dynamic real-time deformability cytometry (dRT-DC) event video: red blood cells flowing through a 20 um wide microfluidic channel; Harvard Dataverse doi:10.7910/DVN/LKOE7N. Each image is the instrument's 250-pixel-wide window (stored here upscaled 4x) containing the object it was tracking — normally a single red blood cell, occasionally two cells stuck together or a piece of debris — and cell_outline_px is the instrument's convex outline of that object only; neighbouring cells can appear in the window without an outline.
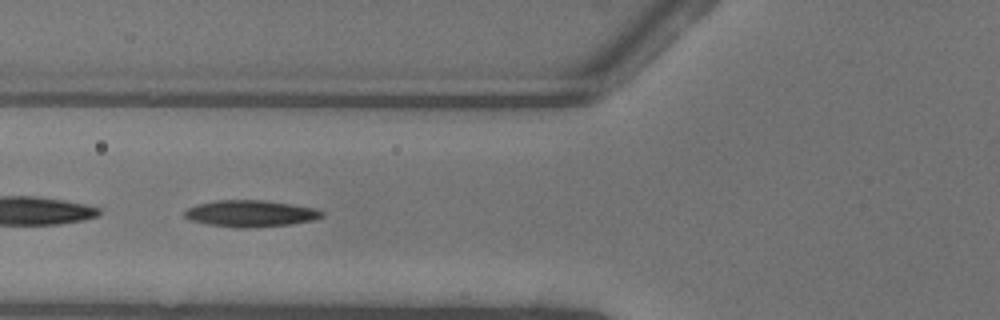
{"species": "common noctule bat (a hibernating species)", "species_latin": "Nyctalus noctula", "temperature_condition": "warm", "stored_images_in_passage": 51, "camera_frame_rate_fps": 3000, "um_per_image_px": 0.085, "animal": {"sex": "female"}, "frame": {"image": 1, "passage_image": 20, "time_ms": 6.333, "image_size_px": [1000, 320], "cell_outline_px": [[324, 216], [312, 220], [288, 224], [248, 228], [236, 228], [208, 224], [192, 220], [184, 216], [184, 212], [188, 208], [196, 204], [216, 200], [264, 200], [292, 204], [316, 208], [324, 212]], "centroid_in_image_um": [21.3, 18.14], "position_along_channel_um": 104.5, "area_um2": 21.21}}
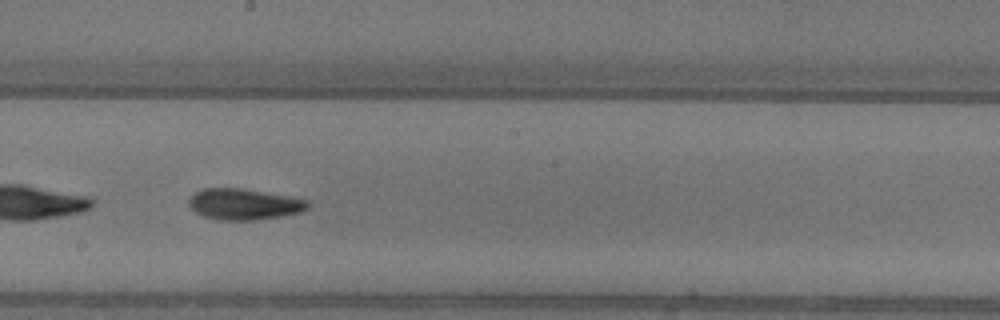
{"frame": {"image": 2, "passage_image": 29, "time_ms": 9.333, "image_size_px": [1000, 320], "cell_outline_px": [[312, 204], [308, 208], [300, 212], [284, 216], [256, 220], [216, 220], [204, 216], [196, 212], [188, 204], [188, 200], [196, 192], [204, 188], [244, 188], [292, 196], [308, 200]], "centroid_in_image_um": [20.8, 17.35], "position_along_channel_um": 227.4, "area_um2": 21.85}}
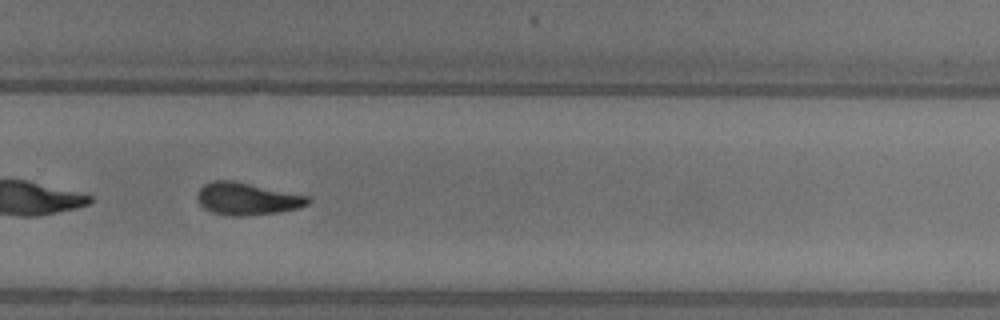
{"frame": {"image": 3, "passage_image": 35, "time_ms": 11.333, "image_size_px": [1000, 320], "cell_outline_px": [[312, 200], [308, 204], [300, 208], [276, 212], [244, 216], [228, 216], [212, 212], [204, 208], [196, 200], [196, 196], [200, 188], [204, 184], [212, 180], [232, 180], [308, 196]], "centroid_in_image_um": [20.97, 16.9], "position_along_channel_um": 308.8, "area_um2": 20.87}, "authors_computed_cell_mechanics": {"area_um2": 21.1548, "velocity_mm_per_s": 4.0928, "shape_relaxation_time_tau1_ms": 3.9347, "shape_relaxation_time_tau2_ms": 5.6114, "deformation_change_tau1": 0.1755, "deformation_change_tau2": 0.1471}}